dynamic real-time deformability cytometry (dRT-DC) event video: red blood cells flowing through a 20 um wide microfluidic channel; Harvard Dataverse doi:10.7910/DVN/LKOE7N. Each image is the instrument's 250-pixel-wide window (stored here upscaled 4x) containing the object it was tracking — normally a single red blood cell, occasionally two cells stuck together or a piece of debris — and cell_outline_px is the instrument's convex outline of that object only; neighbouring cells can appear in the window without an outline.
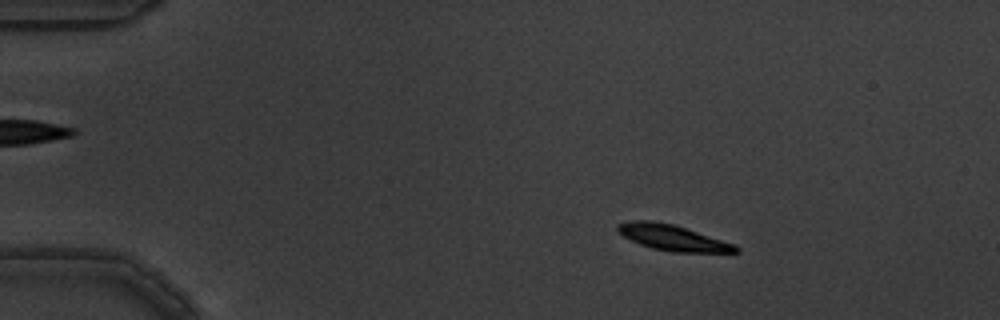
{"species": "common noctule bat (a hibernating species)", "species_latin": "Nyctalus noctula", "temperature_condition": "warm", "stored_images_in_passage": 4, "camera_frame_rate_fps": 3000, "um_per_image_px": 0.085, "animal": {"sex": "male", "body_mass_g": 19.5, "forearm_length_mm": 54.6}, "frame": {"image": 1, "passage_image": 2, "time_ms": 0.333, "image_size_px": [1000, 320], "cell_outline_px": [[740, 252], [672, 252], [652, 248], [640, 244], [624, 236], [616, 228], [616, 224], [632, 220], [652, 220], [672, 224], [732, 244], [740, 248]], "centroid_in_image_um": [57.11, 20.2], "position_along_channel_um": 27.9, "area_um2": 17.22}}